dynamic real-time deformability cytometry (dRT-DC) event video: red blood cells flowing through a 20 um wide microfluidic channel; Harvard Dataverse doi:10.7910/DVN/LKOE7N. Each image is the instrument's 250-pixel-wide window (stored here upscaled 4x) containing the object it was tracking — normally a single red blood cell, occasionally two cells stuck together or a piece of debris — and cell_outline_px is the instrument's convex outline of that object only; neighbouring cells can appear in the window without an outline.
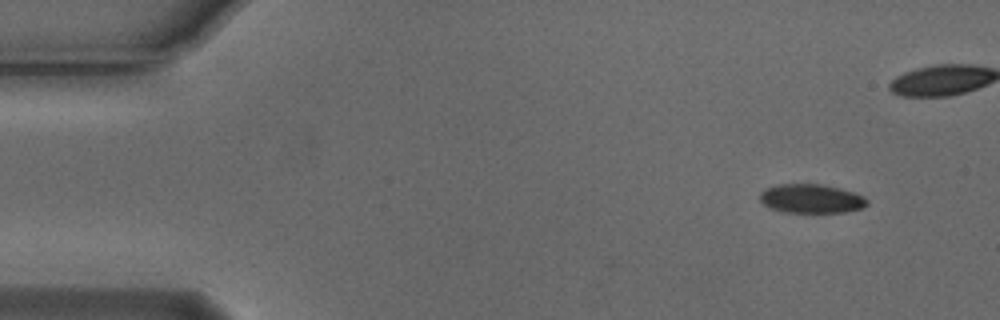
{"species": "Egyptian fruit bat (a non-hibernating species)", "species_latin": "Rousettus aegyptiacus", "temperature_condition": "cold", "stored_images_in_passage": 5, "camera_frame_rate_fps": 3000, "um_per_image_px": 0.085, "animal": {"sex": "male"}, "frame": {"image": 1, "passage_image": 5, "time_ms": 1.333, "image_size_px": [1000, 320], "cell_outline_px": [[868, 204], [864, 208], [844, 212], [784, 212], [772, 208], [764, 204], [760, 200], [760, 192], [764, 188], [776, 184], [820, 184], [840, 188], [864, 196], [868, 200]], "centroid_in_image_um": [68.96, 16.88], "position_along_channel_um": 16.0, "area_um2": 18.15}}